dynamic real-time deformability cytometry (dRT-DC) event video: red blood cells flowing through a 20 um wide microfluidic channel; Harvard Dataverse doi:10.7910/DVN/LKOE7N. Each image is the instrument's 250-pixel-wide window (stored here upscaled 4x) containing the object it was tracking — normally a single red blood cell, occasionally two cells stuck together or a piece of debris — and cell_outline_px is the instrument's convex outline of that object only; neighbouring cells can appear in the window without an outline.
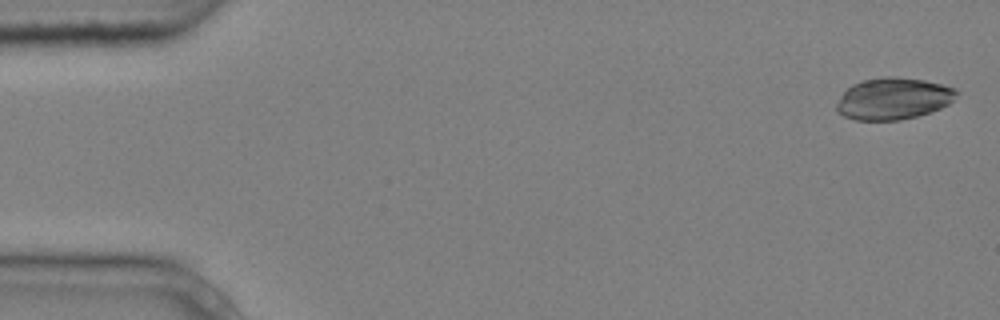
{"species": "common noctule bat (a hibernating species)", "species_latin": "Nyctalus noctula", "temperature_condition": "cold", "stored_images_in_passage": 5, "camera_frame_rate_fps": 3000, "um_per_image_px": 0.085, "animal": {"sex": "male", "body_mass_g": 20.4}, "frame": {"image": 1, "passage_image": 1, "time_ms": 0.0, "image_size_px": [1000, 320], "cell_outline_px": [[960, 92], [948, 104], [932, 112], [900, 120], [856, 120], [844, 116], [836, 112], [836, 104], [840, 96], [852, 84], [864, 80], [888, 76], [896, 76], [924, 80], [956, 88]], "centroid_in_image_um": [75.93, 8.38], "position_along_channel_um": 9.1, "area_um2": 29.25}}
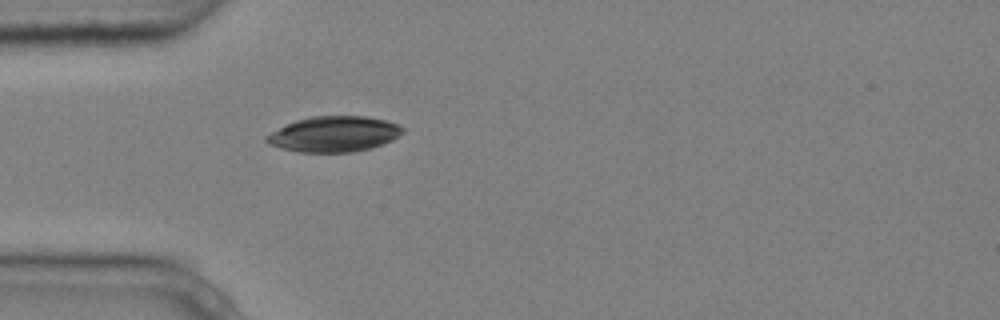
{"frame": {"image": 2, "passage_image": 5, "time_ms": 1.333, "image_size_px": [1000, 320], "cell_outline_px": [[404, 132], [392, 140], [372, 148], [352, 152], [300, 152], [268, 144], [264, 140], [264, 136], [296, 120], [312, 116], [364, 116], [384, 120], [396, 124], [404, 128]], "centroid_in_image_um": [28.4, 11.4], "position_along_channel_um": 56.6, "area_um2": 27.98}}